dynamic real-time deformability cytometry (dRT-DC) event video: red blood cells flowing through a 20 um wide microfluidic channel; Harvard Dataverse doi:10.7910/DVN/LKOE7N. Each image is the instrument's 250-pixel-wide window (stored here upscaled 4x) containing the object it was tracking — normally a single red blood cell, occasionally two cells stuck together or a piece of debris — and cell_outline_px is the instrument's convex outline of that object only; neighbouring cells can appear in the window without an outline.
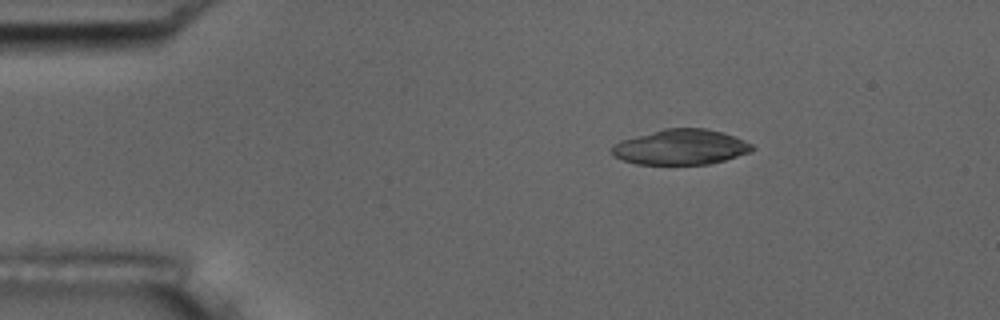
{"species": "common noctule bat (a hibernating species)", "species_latin": "Nyctalus noctula", "temperature_condition": "room temperature", "stored_images_in_passage": 5, "camera_frame_rate_fps": 3000, "um_per_image_px": 0.085, "animal": {"sex": "male", "body_mass_g": 17.5, "forearm_length_mm": 52.3}, "frame": {"image": 1, "passage_image": 3, "time_ms": 0.667, "image_size_px": [1000, 320], "cell_outline_px": [[756, 148], [752, 152], [724, 160], [708, 164], [636, 164], [612, 156], [608, 152], [612, 144], [620, 140], [664, 128], [704, 128], [720, 132], [744, 140], [752, 144]], "centroid_in_image_um": [57.81, 12.5], "position_along_channel_um": 27.2, "area_um2": 29.02}}